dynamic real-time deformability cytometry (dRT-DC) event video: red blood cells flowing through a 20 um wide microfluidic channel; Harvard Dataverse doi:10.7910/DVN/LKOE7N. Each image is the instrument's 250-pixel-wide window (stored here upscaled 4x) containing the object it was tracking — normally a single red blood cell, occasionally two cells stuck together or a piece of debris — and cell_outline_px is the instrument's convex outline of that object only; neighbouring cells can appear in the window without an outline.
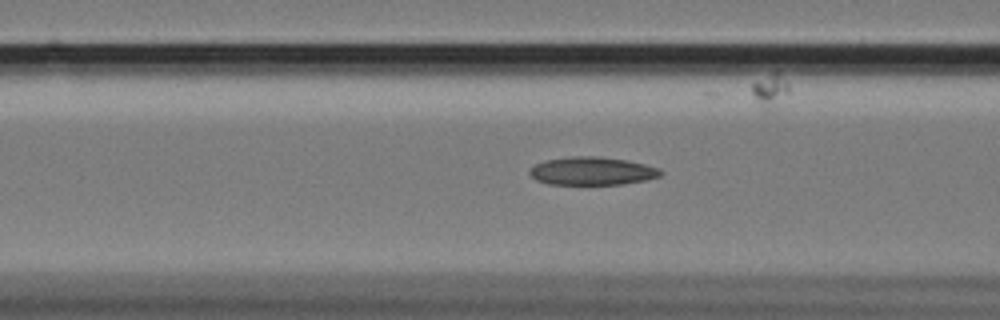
{"species": "Egyptian fruit bat (a non-hibernating species)", "species_latin": "Rousettus aegyptiacus", "temperature_condition": "cold", "stored_images_in_passage": 31, "camera_frame_rate_fps": 3000, "um_per_image_px": 0.085, "animal": {"sex": "female"}, "frame": {"image": 1, "passage_image": 7, "time_ms": 2.0, "image_size_px": [1000, 320], "cell_outline_px": [[664, 172], [660, 176], [644, 180], [624, 184], [548, 184], [536, 180], [528, 172], [536, 164], [548, 160], [572, 156], [600, 156], [624, 160], [644, 164], [660, 168]], "centroid_in_image_um": [50.35, 14.54], "position_along_channel_um": 116.2, "area_um2": 21.27}}
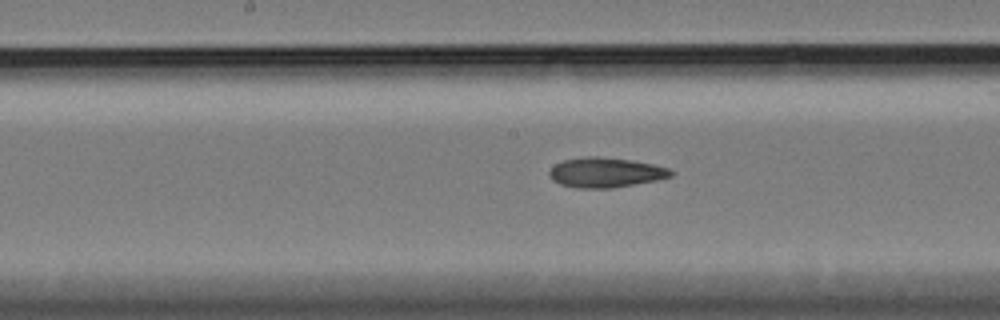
{"frame": {"image": 2, "passage_image": 14, "time_ms": 4.333, "image_size_px": [1000, 320], "cell_outline_px": [[676, 172], [672, 176], [656, 180], [612, 188], [576, 188], [560, 184], [552, 180], [548, 172], [556, 164], [564, 160], [584, 156], [596, 156], [632, 160], [652, 164], [668, 168]], "centroid_in_image_um": [51.48, 14.66], "position_along_channel_um": 196.7, "area_um2": 21.15}}
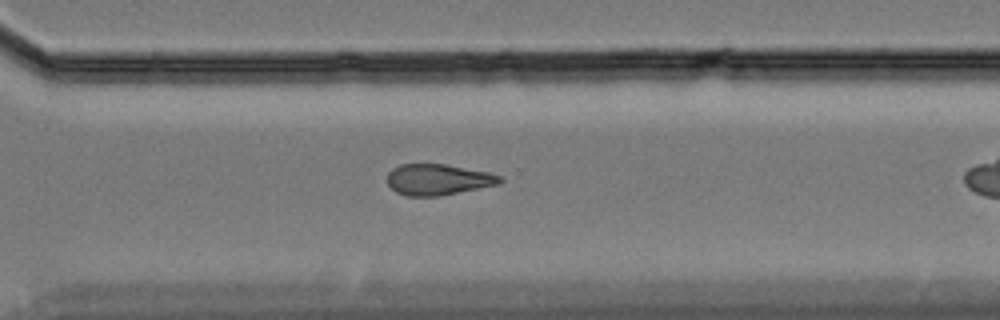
{"frame": {"image": 3, "passage_image": 26, "time_ms": 8.333, "image_size_px": [1000, 320], "cell_outline_px": [[504, 180], [500, 184], [440, 196], [408, 196], [396, 192], [388, 184], [388, 172], [392, 168], [400, 164], [444, 164], [488, 172], [500, 176]], "centroid_in_image_um": [37.23, 15.26], "position_along_channel_um": 333.4, "area_um2": 20.35}}